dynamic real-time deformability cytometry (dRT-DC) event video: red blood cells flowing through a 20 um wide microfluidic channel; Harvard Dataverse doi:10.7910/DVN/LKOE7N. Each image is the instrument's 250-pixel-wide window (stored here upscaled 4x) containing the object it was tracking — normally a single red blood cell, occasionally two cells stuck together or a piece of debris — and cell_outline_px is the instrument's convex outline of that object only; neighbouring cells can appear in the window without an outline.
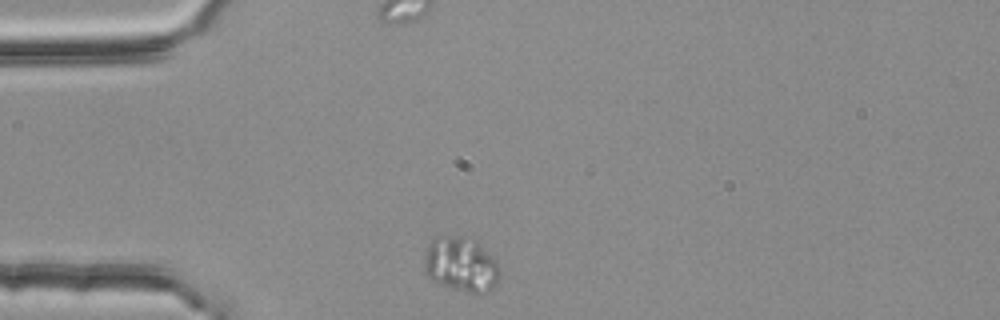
{"species": "common noctule bat (a hibernating species)", "species_latin": "Nyctalus noctula", "temperature_condition": "room temperature", "stored_images_in_passage": 35, "camera_frame_rate_fps": 3000, "um_per_image_px": 0.085, "animal": {"sex": "female", "body_mass_g": 25.1}, "frame": {"image": 1, "passage_image": 1, "time_ms": 0.0, "image_size_px": [1000, 320], "cell_outline_px": [[500, 280], [488, 292], [480, 296], [452, 288], [440, 284], [432, 280], [424, 272], [424, 260], [428, 244], [436, 236], [472, 232], [496, 260], [500, 268]], "centroid_in_image_um": [39.24, 22.41], "position_along_channel_um": 45.8, "area_um2": 25.61}}
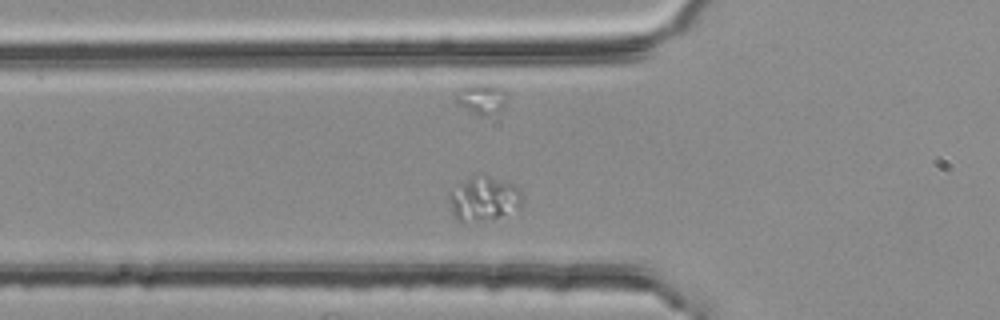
{"frame": {"image": 2, "passage_image": 6, "time_ms": 1.667, "image_size_px": [1000, 320], "cell_outline_px": [[524, 204], [520, 208], [492, 220], [460, 220], [452, 212], [448, 196], [448, 192], [472, 176], [484, 172], [512, 184], [520, 188], [524, 196]], "centroid_in_image_um": [41.2, 16.85], "position_along_channel_um": 84.6, "area_um2": 19.19}}